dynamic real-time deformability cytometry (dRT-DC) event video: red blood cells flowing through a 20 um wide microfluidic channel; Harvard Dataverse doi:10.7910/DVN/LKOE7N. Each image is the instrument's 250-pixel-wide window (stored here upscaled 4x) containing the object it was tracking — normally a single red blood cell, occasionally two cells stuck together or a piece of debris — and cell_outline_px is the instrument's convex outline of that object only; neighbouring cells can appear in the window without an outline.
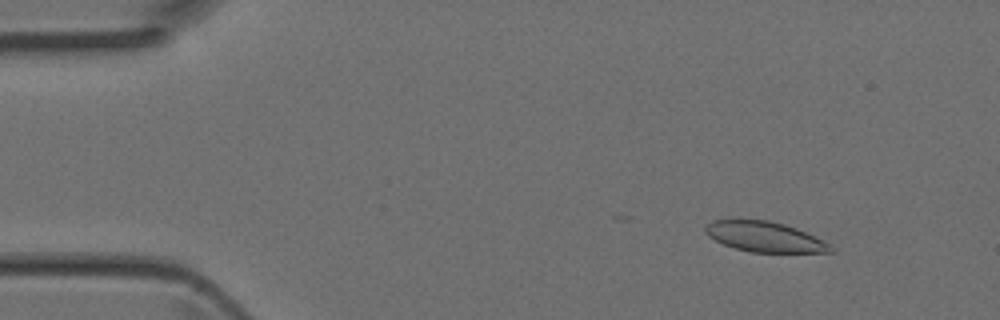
{"species": "Egyptian fruit bat (a non-hibernating species)", "species_latin": "Rousettus aegyptiacus", "temperature_condition": "room temperature", "stored_images_in_passage": 4, "camera_frame_rate_fps": 3000, "um_per_image_px": 0.085, "animal": {"sex": "female"}, "frame": {"image": 1, "passage_image": 1, "time_ms": 0.0, "image_size_px": [1000, 320], "cell_outline_px": [[836, 252], [752, 252], [736, 248], [724, 244], [708, 236], [704, 232], [704, 224], [712, 220], [768, 220], [784, 224], [796, 228], [836, 248]], "centroid_in_image_um": [64.96, 20.12], "position_along_channel_um": 20.0, "area_um2": 21.79}}